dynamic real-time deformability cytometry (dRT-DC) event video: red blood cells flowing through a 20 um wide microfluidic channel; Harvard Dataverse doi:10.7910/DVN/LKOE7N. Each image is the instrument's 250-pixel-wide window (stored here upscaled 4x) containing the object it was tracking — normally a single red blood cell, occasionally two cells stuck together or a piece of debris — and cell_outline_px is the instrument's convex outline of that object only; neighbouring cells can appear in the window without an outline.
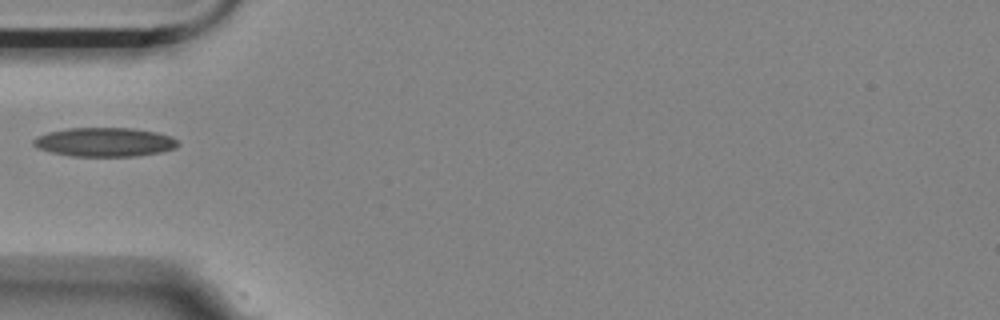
{"species": "Egyptian fruit bat (a non-hibernating species)", "species_latin": "Rousettus aegyptiacus", "temperature_condition": "room temperature", "stored_images_in_passage": 5, "camera_frame_rate_fps": 3000, "um_per_image_px": 0.085, "animal": {"sex": "female"}, "frame": {"image": 1, "passage_image": 5, "time_ms": 1.333, "image_size_px": [1000, 320], "cell_outline_px": [[180, 144], [176, 148], [160, 152], [136, 156], [72, 156], [52, 152], [40, 148], [32, 144], [32, 140], [36, 136], [48, 132], [68, 128], [132, 128], [156, 132], [172, 136]], "centroid_in_image_um": [8.91, 12.07], "position_along_channel_um": 76.1, "area_um2": 24.39}}